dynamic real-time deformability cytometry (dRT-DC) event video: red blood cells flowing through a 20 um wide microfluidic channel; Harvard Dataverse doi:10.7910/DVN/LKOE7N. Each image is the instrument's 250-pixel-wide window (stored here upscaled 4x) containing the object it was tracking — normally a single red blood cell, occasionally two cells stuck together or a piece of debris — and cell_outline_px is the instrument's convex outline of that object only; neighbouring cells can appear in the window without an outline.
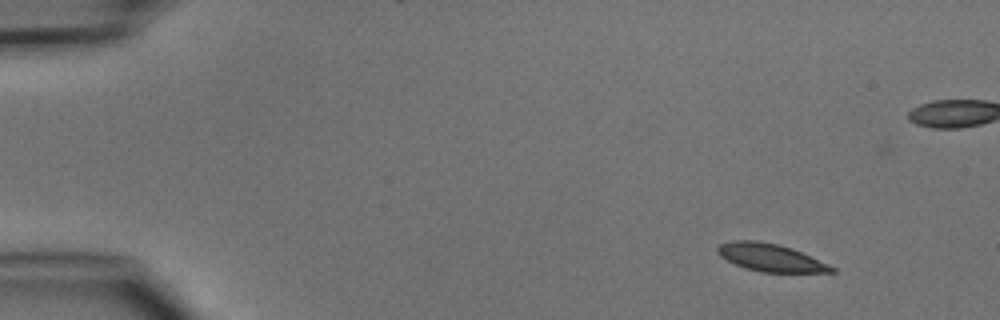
{"species": "common noctule bat (a hibernating species)", "species_latin": "Nyctalus noctula", "temperature_condition": "cold", "stored_images_in_passage": 6, "camera_frame_rate_fps": 3000, "um_per_image_px": 0.085, "animal": {"sex": "male", "body_mass_g": 15.6}, "frame": {"image": 1, "passage_image": 1, "time_ms": 0.0, "image_size_px": [1000, 320], "cell_outline_px": [[836, 272], [760, 272], [744, 268], [720, 256], [716, 252], [716, 248], [720, 244], [732, 240], [756, 240], [780, 244], [792, 248], [828, 264], [836, 268]], "centroid_in_image_um": [65.47, 21.88], "position_along_channel_um": 19.5, "area_um2": 18.38}}